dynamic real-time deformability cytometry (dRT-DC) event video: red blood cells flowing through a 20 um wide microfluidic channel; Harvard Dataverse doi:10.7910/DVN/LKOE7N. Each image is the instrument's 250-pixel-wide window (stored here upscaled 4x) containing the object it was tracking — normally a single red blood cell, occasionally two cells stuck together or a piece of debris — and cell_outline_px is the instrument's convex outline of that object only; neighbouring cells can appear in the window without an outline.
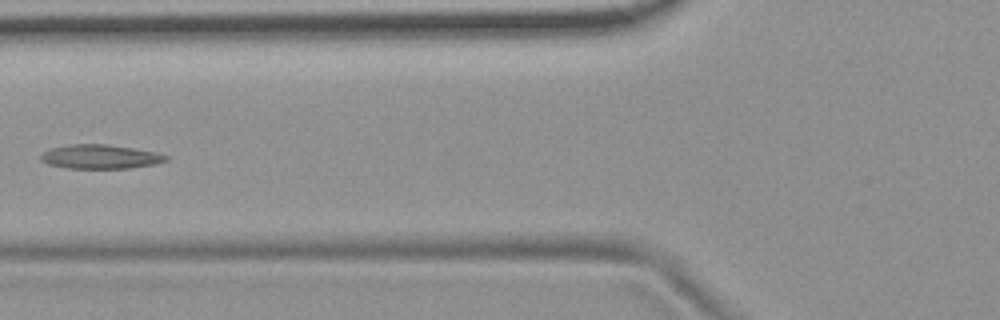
{"species": "common noctule bat (a hibernating species)", "species_latin": "Nyctalus noctula", "temperature_condition": "room temperature", "stored_images_in_passage": 6, "camera_frame_rate_fps": 3000, "um_per_image_px": 0.085, "animal": {"sex": "female", "body_mass_g": 19.9}, "frame": {"image": 1, "passage_image": 6, "time_ms": 6.0, "image_size_px": [1000, 320], "cell_outline_px": [[168, 160], [152, 164], [128, 168], [64, 168], [48, 164], [40, 160], [40, 156], [44, 152], [52, 148], [68, 144], [108, 144], [132, 148], [152, 152], [168, 156]], "centroid_in_image_um": [8.46, 13.32], "position_along_channel_um": 117.3, "area_um2": 17.34}}